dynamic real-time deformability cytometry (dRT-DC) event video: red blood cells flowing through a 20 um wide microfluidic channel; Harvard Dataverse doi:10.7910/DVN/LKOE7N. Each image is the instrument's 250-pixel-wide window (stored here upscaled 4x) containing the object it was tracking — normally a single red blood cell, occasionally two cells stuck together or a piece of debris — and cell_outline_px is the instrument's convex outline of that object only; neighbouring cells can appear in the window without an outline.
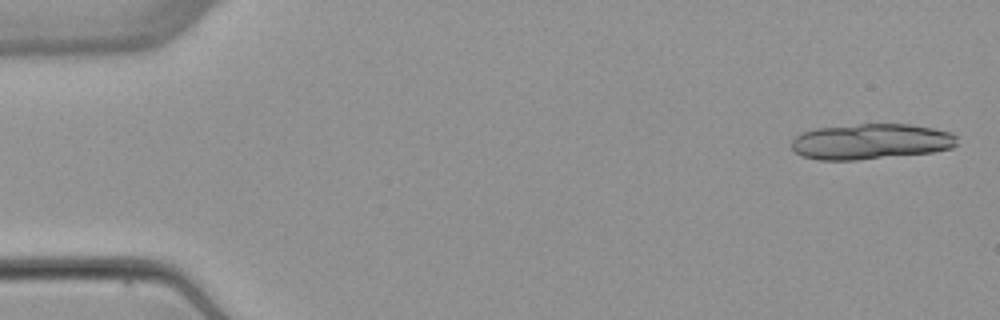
{"species": "common noctule bat (a hibernating species)", "species_latin": "Nyctalus noctula", "temperature_condition": "warm", "stored_images_in_passage": 7, "camera_frame_rate_fps": 3000, "um_per_image_px": 0.085, "animal": {"sex": "female", "body_mass_g": 22.7, "forearm_length_mm": 54.2}, "frame": {"image": 1, "passage_image": 1, "time_ms": 0.0, "image_size_px": [1000, 320], "cell_outline_px": [[956, 144], [952, 148], [932, 152], [856, 160], [816, 160], [800, 156], [792, 148], [792, 140], [800, 132], [816, 128], [860, 124], [908, 124], [932, 128], [952, 132], [956, 136]], "centroid_in_image_um": [73.99, 12.03], "position_along_channel_um": 11.0, "area_um2": 34.39}}
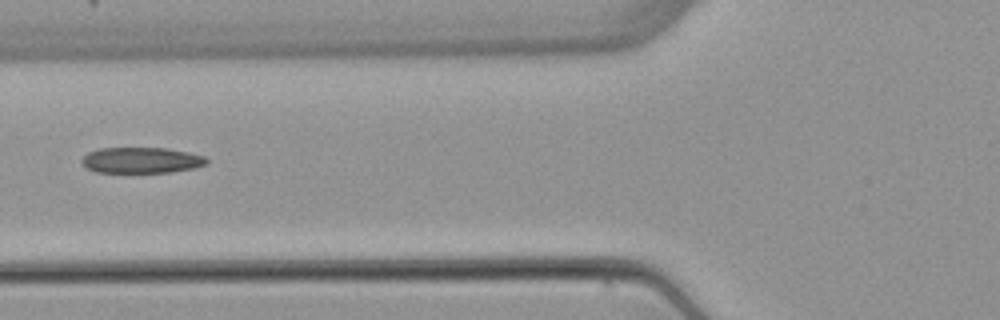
{"frame": {"image": 2, "passage_image": 6, "time_ms": 6.333, "image_size_px": [1000, 320], "cell_outline_px": [[208, 164], [196, 168], [172, 172], [96, 172], [84, 168], [80, 160], [88, 152], [100, 148], [168, 148], [188, 152], [204, 156], [208, 160]], "centroid_in_image_um": [12.02, 13.62], "position_along_channel_um": 113.8, "area_um2": 19.02}}
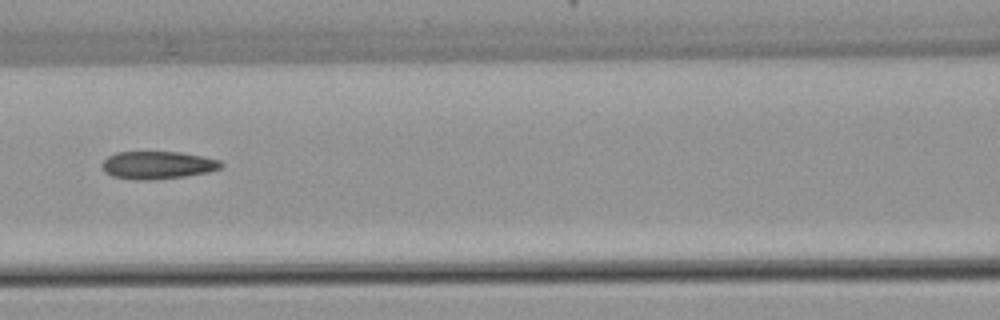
{"frame": {"image": 3, "passage_image": 7, "time_ms": 7.333, "image_size_px": [1000, 320], "cell_outline_px": [[224, 164], [220, 168], [208, 172], [184, 176], [148, 180], [136, 180], [112, 176], [104, 172], [100, 164], [108, 156], [116, 152], [180, 152], [220, 160]], "centroid_in_image_um": [13.36, 14.03], "position_along_channel_um": 153.2, "area_um2": 19.19}}